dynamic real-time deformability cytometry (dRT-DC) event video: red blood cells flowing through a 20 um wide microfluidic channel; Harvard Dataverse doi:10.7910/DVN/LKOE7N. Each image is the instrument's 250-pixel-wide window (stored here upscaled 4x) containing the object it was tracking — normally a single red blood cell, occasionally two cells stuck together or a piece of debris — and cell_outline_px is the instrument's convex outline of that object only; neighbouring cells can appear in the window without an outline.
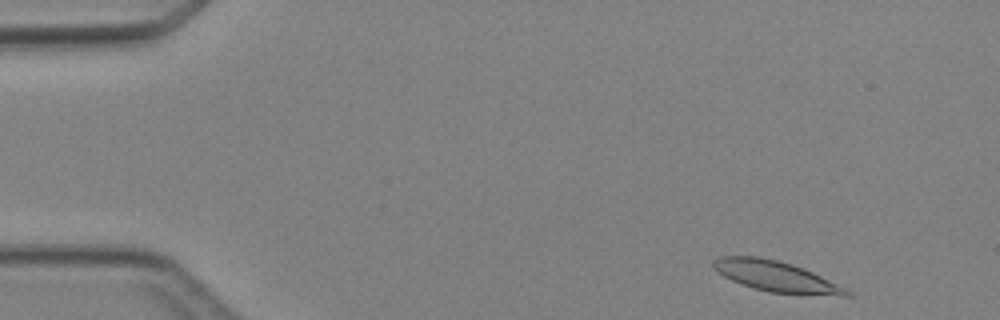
{"species": "Egyptian fruit bat (a non-hibernating species)", "species_latin": "Rousettus aegyptiacus", "temperature_condition": "cold", "stored_images_in_passage": 6, "camera_frame_rate_fps": 3000, "um_per_image_px": 0.085, "animal": {"sex": "female"}, "frame": {"image": 1, "passage_image": 1, "time_ms": 0.0, "image_size_px": [1000, 320], "cell_outline_px": [[852, 296], [840, 296], [768, 292], [752, 288], [740, 284], [724, 276], [712, 268], [712, 260], [720, 256], [760, 256], [792, 264], [812, 272], [848, 288], [852, 292]], "centroid_in_image_um": [65.96, 23.49], "position_along_channel_um": 19.0, "area_um2": 23.93}}
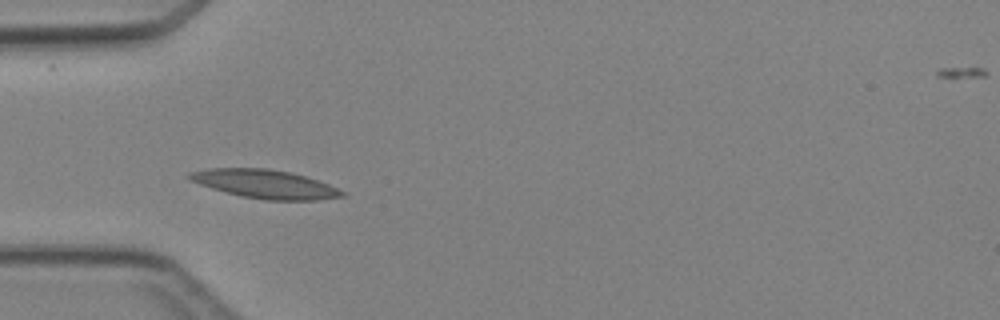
{"frame": {"image": 2, "passage_image": 4, "time_ms": 3.333, "image_size_px": [1000, 320], "cell_outline_px": [[348, 192], [344, 196], [316, 200], [264, 200], [240, 196], [212, 188], [188, 180], [184, 176], [188, 172], [208, 168], [268, 168], [292, 172], [328, 184]], "centroid_in_image_um": [22.49, 15.64], "position_along_channel_um": 62.5, "area_um2": 25.66}}
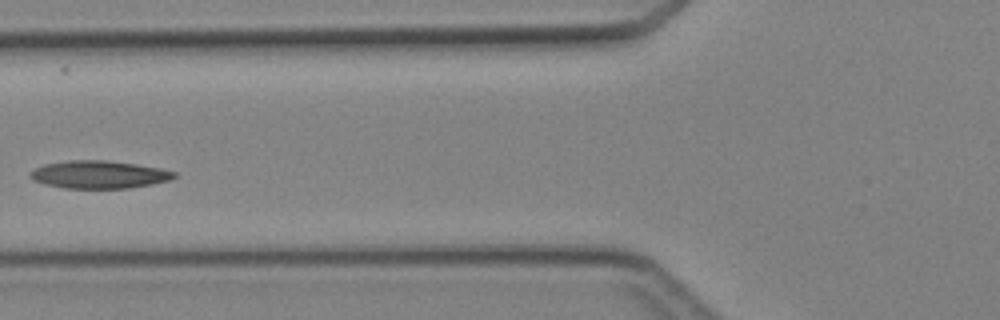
{"frame": {"image": 3, "passage_image": 5, "time_ms": 4.667, "image_size_px": [1000, 320], "cell_outline_px": [[176, 176], [172, 180], [152, 184], [128, 188], [64, 188], [44, 184], [32, 180], [28, 176], [28, 172], [44, 164], [72, 160], [104, 160], [136, 164], [160, 168], [176, 172]], "centroid_in_image_um": [8.4, 14.84], "position_along_channel_um": 117.4, "area_um2": 23.35}}